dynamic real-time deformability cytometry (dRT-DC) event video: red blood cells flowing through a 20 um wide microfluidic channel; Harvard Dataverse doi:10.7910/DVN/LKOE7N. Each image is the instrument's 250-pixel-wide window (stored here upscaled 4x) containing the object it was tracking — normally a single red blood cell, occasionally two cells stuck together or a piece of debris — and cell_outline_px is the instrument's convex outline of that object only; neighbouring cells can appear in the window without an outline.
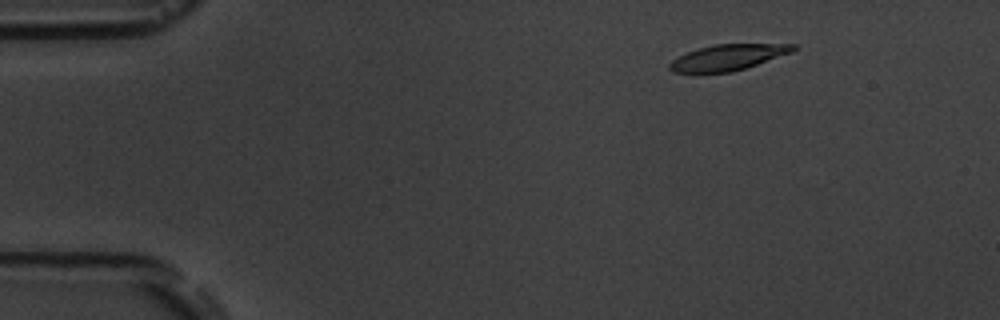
{"species": "common noctule bat (a hibernating species)", "species_latin": "Nyctalus noctula", "temperature_condition": "room temperature", "stored_images_in_passage": 6, "camera_frame_rate_fps": 3000, "um_per_image_px": 0.085, "animal": {"sex": "male", "body_mass_g": 19.5, "forearm_length_mm": 54.6}, "frame": {"image": 1, "passage_image": 2, "time_ms": 1.333, "image_size_px": [1000, 320], "cell_outline_px": [[796, 48], [792, 52], [732, 72], [672, 72], [668, 68], [668, 64], [672, 60], [688, 52], [712, 44], [796, 44]], "centroid_in_image_um": [61.85, 4.87], "position_along_channel_um": 23.1, "area_um2": 18.26}}
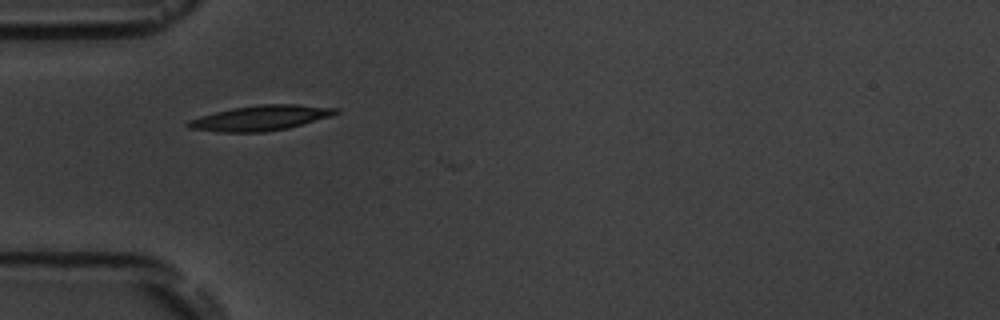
{"frame": {"image": 2, "passage_image": 5, "time_ms": 4.667, "image_size_px": [1000, 320], "cell_outline_px": [[340, 112], [332, 116], [288, 128], [264, 132], [220, 132], [188, 128], [184, 124], [188, 120], [200, 116], [232, 108], [260, 104], [296, 104], [340, 108]], "centroid_in_image_um": [22.16, 10.02], "position_along_channel_um": 62.8, "area_um2": 21.73}}